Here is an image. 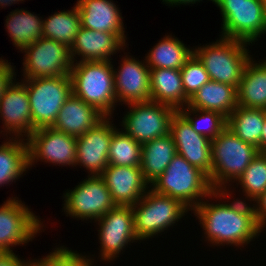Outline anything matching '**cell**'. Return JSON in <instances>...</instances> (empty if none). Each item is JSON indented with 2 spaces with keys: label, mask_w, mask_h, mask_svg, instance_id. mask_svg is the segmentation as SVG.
<instances>
[{
  "label": "cell",
  "mask_w": 266,
  "mask_h": 266,
  "mask_svg": "<svg viewBox=\"0 0 266 266\" xmlns=\"http://www.w3.org/2000/svg\"><path fill=\"white\" fill-rule=\"evenodd\" d=\"M105 117L95 127L77 137L76 165H81L90 172L89 176H100L109 165L108 154L113 131V121Z\"/></svg>",
  "instance_id": "cell-15"
},
{
  "label": "cell",
  "mask_w": 266,
  "mask_h": 266,
  "mask_svg": "<svg viewBox=\"0 0 266 266\" xmlns=\"http://www.w3.org/2000/svg\"><path fill=\"white\" fill-rule=\"evenodd\" d=\"M265 121V109L245 108L238 105L227 117L226 127L243 142L254 145L260 152Z\"/></svg>",
  "instance_id": "cell-27"
},
{
  "label": "cell",
  "mask_w": 266,
  "mask_h": 266,
  "mask_svg": "<svg viewBox=\"0 0 266 266\" xmlns=\"http://www.w3.org/2000/svg\"><path fill=\"white\" fill-rule=\"evenodd\" d=\"M257 223L261 230L266 226V191L253 203Z\"/></svg>",
  "instance_id": "cell-38"
},
{
  "label": "cell",
  "mask_w": 266,
  "mask_h": 266,
  "mask_svg": "<svg viewBox=\"0 0 266 266\" xmlns=\"http://www.w3.org/2000/svg\"><path fill=\"white\" fill-rule=\"evenodd\" d=\"M100 177L104 180L114 203L120 206H133L150 188L141 166L108 165Z\"/></svg>",
  "instance_id": "cell-19"
},
{
  "label": "cell",
  "mask_w": 266,
  "mask_h": 266,
  "mask_svg": "<svg viewBox=\"0 0 266 266\" xmlns=\"http://www.w3.org/2000/svg\"><path fill=\"white\" fill-rule=\"evenodd\" d=\"M238 105L245 108L266 109V60L247 62L237 88Z\"/></svg>",
  "instance_id": "cell-25"
},
{
  "label": "cell",
  "mask_w": 266,
  "mask_h": 266,
  "mask_svg": "<svg viewBox=\"0 0 266 266\" xmlns=\"http://www.w3.org/2000/svg\"><path fill=\"white\" fill-rule=\"evenodd\" d=\"M0 117L6 134H14L13 138H28L34 132L29 96L22 82L14 80L6 88L0 99Z\"/></svg>",
  "instance_id": "cell-18"
},
{
  "label": "cell",
  "mask_w": 266,
  "mask_h": 266,
  "mask_svg": "<svg viewBox=\"0 0 266 266\" xmlns=\"http://www.w3.org/2000/svg\"><path fill=\"white\" fill-rule=\"evenodd\" d=\"M149 186L157 193L178 199L191 211L205 197L227 199L226 196H231L228 190L214 191L208 176L179 154L174 156L166 170Z\"/></svg>",
  "instance_id": "cell-2"
},
{
  "label": "cell",
  "mask_w": 266,
  "mask_h": 266,
  "mask_svg": "<svg viewBox=\"0 0 266 266\" xmlns=\"http://www.w3.org/2000/svg\"><path fill=\"white\" fill-rule=\"evenodd\" d=\"M104 118L105 116L97 109L72 94L64 102L52 127L65 134L79 137Z\"/></svg>",
  "instance_id": "cell-22"
},
{
  "label": "cell",
  "mask_w": 266,
  "mask_h": 266,
  "mask_svg": "<svg viewBox=\"0 0 266 266\" xmlns=\"http://www.w3.org/2000/svg\"><path fill=\"white\" fill-rule=\"evenodd\" d=\"M236 182L248 201L257 200L266 191V153L259 152Z\"/></svg>",
  "instance_id": "cell-33"
},
{
  "label": "cell",
  "mask_w": 266,
  "mask_h": 266,
  "mask_svg": "<svg viewBox=\"0 0 266 266\" xmlns=\"http://www.w3.org/2000/svg\"><path fill=\"white\" fill-rule=\"evenodd\" d=\"M15 68L8 60L0 58V99L15 77Z\"/></svg>",
  "instance_id": "cell-37"
},
{
  "label": "cell",
  "mask_w": 266,
  "mask_h": 266,
  "mask_svg": "<svg viewBox=\"0 0 266 266\" xmlns=\"http://www.w3.org/2000/svg\"><path fill=\"white\" fill-rule=\"evenodd\" d=\"M22 51L24 79L70 75L73 61L66 44L42 37Z\"/></svg>",
  "instance_id": "cell-9"
},
{
  "label": "cell",
  "mask_w": 266,
  "mask_h": 266,
  "mask_svg": "<svg viewBox=\"0 0 266 266\" xmlns=\"http://www.w3.org/2000/svg\"><path fill=\"white\" fill-rule=\"evenodd\" d=\"M26 139L13 137L0 145V186L18 180L29 169ZM25 141V142H24Z\"/></svg>",
  "instance_id": "cell-29"
},
{
  "label": "cell",
  "mask_w": 266,
  "mask_h": 266,
  "mask_svg": "<svg viewBox=\"0 0 266 266\" xmlns=\"http://www.w3.org/2000/svg\"><path fill=\"white\" fill-rule=\"evenodd\" d=\"M29 264V261H22L14 252H0V266H29Z\"/></svg>",
  "instance_id": "cell-39"
},
{
  "label": "cell",
  "mask_w": 266,
  "mask_h": 266,
  "mask_svg": "<svg viewBox=\"0 0 266 266\" xmlns=\"http://www.w3.org/2000/svg\"><path fill=\"white\" fill-rule=\"evenodd\" d=\"M81 27L100 32L117 34L124 42L123 17L112 0H78Z\"/></svg>",
  "instance_id": "cell-21"
},
{
  "label": "cell",
  "mask_w": 266,
  "mask_h": 266,
  "mask_svg": "<svg viewBox=\"0 0 266 266\" xmlns=\"http://www.w3.org/2000/svg\"><path fill=\"white\" fill-rule=\"evenodd\" d=\"M225 202L211 204L204 200L192 211L203 228L205 238L213 246L226 244L244 247L262 232L254 206H248V203L238 198L232 203Z\"/></svg>",
  "instance_id": "cell-1"
},
{
  "label": "cell",
  "mask_w": 266,
  "mask_h": 266,
  "mask_svg": "<svg viewBox=\"0 0 266 266\" xmlns=\"http://www.w3.org/2000/svg\"><path fill=\"white\" fill-rule=\"evenodd\" d=\"M122 118L124 132L143 144L170 133V122L176 110L154 101L128 104Z\"/></svg>",
  "instance_id": "cell-10"
},
{
  "label": "cell",
  "mask_w": 266,
  "mask_h": 266,
  "mask_svg": "<svg viewBox=\"0 0 266 266\" xmlns=\"http://www.w3.org/2000/svg\"><path fill=\"white\" fill-rule=\"evenodd\" d=\"M18 197H11L0 207V252H13L12 246L32 241L44 225Z\"/></svg>",
  "instance_id": "cell-12"
},
{
  "label": "cell",
  "mask_w": 266,
  "mask_h": 266,
  "mask_svg": "<svg viewBox=\"0 0 266 266\" xmlns=\"http://www.w3.org/2000/svg\"><path fill=\"white\" fill-rule=\"evenodd\" d=\"M87 257V258H86ZM92 259L76 251L69 250L67 247H56L44 258L29 260V266H92Z\"/></svg>",
  "instance_id": "cell-36"
},
{
  "label": "cell",
  "mask_w": 266,
  "mask_h": 266,
  "mask_svg": "<svg viewBox=\"0 0 266 266\" xmlns=\"http://www.w3.org/2000/svg\"><path fill=\"white\" fill-rule=\"evenodd\" d=\"M177 154L172 135L155 138L142 144L141 171L148 183L154 182Z\"/></svg>",
  "instance_id": "cell-26"
},
{
  "label": "cell",
  "mask_w": 266,
  "mask_h": 266,
  "mask_svg": "<svg viewBox=\"0 0 266 266\" xmlns=\"http://www.w3.org/2000/svg\"><path fill=\"white\" fill-rule=\"evenodd\" d=\"M100 226V255L104 261H113L125 247L138 238L134 231L132 206L116 205L100 219L95 220ZM137 240V241H136ZM132 241V242H131ZM131 242V243H130Z\"/></svg>",
  "instance_id": "cell-14"
},
{
  "label": "cell",
  "mask_w": 266,
  "mask_h": 266,
  "mask_svg": "<svg viewBox=\"0 0 266 266\" xmlns=\"http://www.w3.org/2000/svg\"><path fill=\"white\" fill-rule=\"evenodd\" d=\"M115 129L110 142L109 165L141 166L142 144L123 130Z\"/></svg>",
  "instance_id": "cell-32"
},
{
  "label": "cell",
  "mask_w": 266,
  "mask_h": 266,
  "mask_svg": "<svg viewBox=\"0 0 266 266\" xmlns=\"http://www.w3.org/2000/svg\"><path fill=\"white\" fill-rule=\"evenodd\" d=\"M170 134L174 139L177 154L209 177L212 171L211 140L198 134L179 111L171 118Z\"/></svg>",
  "instance_id": "cell-16"
},
{
  "label": "cell",
  "mask_w": 266,
  "mask_h": 266,
  "mask_svg": "<svg viewBox=\"0 0 266 266\" xmlns=\"http://www.w3.org/2000/svg\"><path fill=\"white\" fill-rule=\"evenodd\" d=\"M258 153V148L243 142L226 127L211 140L212 171L208 179L212 189L227 191V183L237 181Z\"/></svg>",
  "instance_id": "cell-4"
},
{
  "label": "cell",
  "mask_w": 266,
  "mask_h": 266,
  "mask_svg": "<svg viewBox=\"0 0 266 266\" xmlns=\"http://www.w3.org/2000/svg\"><path fill=\"white\" fill-rule=\"evenodd\" d=\"M179 112L198 134L206 136L210 140L216 138L227 126V118L216 111L200 110L186 106L180 109ZM204 123L206 124L204 125Z\"/></svg>",
  "instance_id": "cell-34"
},
{
  "label": "cell",
  "mask_w": 266,
  "mask_h": 266,
  "mask_svg": "<svg viewBox=\"0 0 266 266\" xmlns=\"http://www.w3.org/2000/svg\"><path fill=\"white\" fill-rule=\"evenodd\" d=\"M202 0H163L162 2H165L166 4H169V6H173V5H189V4H195L196 2H200ZM213 3L215 2V0H210Z\"/></svg>",
  "instance_id": "cell-40"
},
{
  "label": "cell",
  "mask_w": 266,
  "mask_h": 266,
  "mask_svg": "<svg viewBox=\"0 0 266 266\" xmlns=\"http://www.w3.org/2000/svg\"><path fill=\"white\" fill-rule=\"evenodd\" d=\"M185 95L192 97L205 83L210 81L202 62L193 54L180 69Z\"/></svg>",
  "instance_id": "cell-35"
},
{
  "label": "cell",
  "mask_w": 266,
  "mask_h": 266,
  "mask_svg": "<svg viewBox=\"0 0 266 266\" xmlns=\"http://www.w3.org/2000/svg\"><path fill=\"white\" fill-rule=\"evenodd\" d=\"M222 14V37L254 43L266 33V11L261 0H215Z\"/></svg>",
  "instance_id": "cell-8"
},
{
  "label": "cell",
  "mask_w": 266,
  "mask_h": 266,
  "mask_svg": "<svg viewBox=\"0 0 266 266\" xmlns=\"http://www.w3.org/2000/svg\"><path fill=\"white\" fill-rule=\"evenodd\" d=\"M187 106L216 111L227 118L238 106L237 88L230 84L210 80L189 98Z\"/></svg>",
  "instance_id": "cell-24"
},
{
  "label": "cell",
  "mask_w": 266,
  "mask_h": 266,
  "mask_svg": "<svg viewBox=\"0 0 266 266\" xmlns=\"http://www.w3.org/2000/svg\"><path fill=\"white\" fill-rule=\"evenodd\" d=\"M70 77L74 96L90 104L105 117H112L117 100L111 61L73 63Z\"/></svg>",
  "instance_id": "cell-3"
},
{
  "label": "cell",
  "mask_w": 266,
  "mask_h": 266,
  "mask_svg": "<svg viewBox=\"0 0 266 266\" xmlns=\"http://www.w3.org/2000/svg\"><path fill=\"white\" fill-rule=\"evenodd\" d=\"M34 131L52 127L64 102L72 96L70 75L24 79Z\"/></svg>",
  "instance_id": "cell-7"
},
{
  "label": "cell",
  "mask_w": 266,
  "mask_h": 266,
  "mask_svg": "<svg viewBox=\"0 0 266 266\" xmlns=\"http://www.w3.org/2000/svg\"><path fill=\"white\" fill-rule=\"evenodd\" d=\"M194 54V49H189L178 38L172 35L163 39L149 51L145 63L150 69H178Z\"/></svg>",
  "instance_id": "cell-28"
},
{
  "label": "cell",
  "mask_w": 266,
  "mask_h": 266,
  "mask_svg": "<svg viewBox=\"0 0 266 266\" xmlns=\"http://www.w3.org/2000/svg\"><path fill=\"white\" fill-rule=\"evenodd\" d=\"M19 1H24V0H0V6L1 8H5V6H11L13 3H19Z\"/></svg>",
  "instance_id": "cell-42"
},
{
  "label": "cell",
  "mask_w": 266,
  "mask_h": 266,
  "mask_svg": "<svg viewBox=\"0 0 266 266\" xmlns=\"http://www.w3.org/2000/svg\"><path fill=\"white\" fill-rule=\"evenodd\" d=\"M5 25L11 41L20 51L43 37V19L27 10L10 12Z\"/></svg>",
  "instance_id": "cell-30"
},
{
  "label": "cell",
  "mask_w": 266,
  "mask_h": 266,
  "mask_svg": "<svg viewBox=\"0 0 266 266\" xmlns=\"http://www.w3.org/2000/svg\"><path fill=\"white\" fill-rule=\"evenodd\" d=\"M150 92L151 101L168 105L176 111L186 107L189 102L178 69H150Z\"/></svg>",
  "instance_id": "cell-23"
},
{
  "label": "cell",
  "mask_w": 266,
  "mask_h": 266,
  "mask_svg": "<svg viewBox=\"0 0 266 266\" xmlns=\"http://www.w3.org/2000/svg\"><path fill=\"white\" fill-rule=\"evenodd\" d=\"M188 211L178 199L148 189L132 206L135 235L139 241L153 238L174 226Z\"/></svg>",
  "instance_id": "cell-6"
},
{
  "label": "cell",
  "mask_w": 266,
  "mask_h": 266,
  "mask_svg": "<svg viewBox=\"0 0 266 266\" xmlns=\"http://www.w3.org/2000/svg\"><path fill=\"white\" fill-rule=\"evenodd\" d=\"M81 27L79 10L75 5L72 10L54 13L43 20V37L66 44L69 48L74 43Z\"/></svg>",
  "instance_id": "cell-31"
},
{
  "label": "cell",
  "mask_w": 266,
  "mask_h": 266,
  "mask_svg": "<svg viewBox=\"0 0 266 266\" xmlns=\"http://www.w3.org/2000/svg\"><path fill=\"white\" fill-rule=\"evenodd\" d=\"M265 117H266V109H265ZM260 152L266 153V121H265V125H264L263 131H262Z\"/></svg>",
  "instance_id": "cell-41"
},
{
  "label": "cell",
  "mask_w": 266,
  "mask_h": 266,
  "mask_svg": "<svg viewBox=\"0 0 266 266\" xmlns=\"http://www.w3.org/2000/svg\"><path fill=\"white\" fill-rule=\"evenodd\" d=\"M114 69L116 100L126 105L151 101L150 68L147 63L126 55Z\"/></svg>",
  "instance_id": "cell-17"
},
{
  "label": "cell",
  "mask_w": 266,
  "mask_h": 266,
  "mask_svg": "<svg viewBox=\"0 0 266 266\" xmlns=\"http://www.w3.org/2000/svg\"><path fill=\"white\" fill-rule=\"evenodd\" d=\"M87 178L73 190L64 193V212L81 220H98L116 204L100 176L88 175Z\"/></svg>",
  "instance_id": "cell-11"
},
{
  "label": "cell",
  "mask_w": 266,
  "mask_h": 266,
  "mask_svg": "<svg viewBox=\"0 0 266 266\" xmlns=\"http://www.w3.org/2000/svg\"><path fill=\"white\" fill-rule=\"evenodd\" d=\"M246 42L220 37L215 43L194 49L210 80L238 88L245 66L250 60Z\"/></svg>",
  "instance_id": "cell-5"
},
{
  "label": "cell",
  "mask_w": 266,
  "mask_h": 266,
  "mask_svg": "<svg viewBox=\"0 0 266 266\" xmlns=\"http://www.w3.org/2000/svg\"><path fill=\"white\" fill-rule=\"evenodd\" d=\"M261 1H262V4H263L264 9L266 11V0H261Z\"/></svg>",
  "instance_id": "cell-43"
},
{
  "label": "cell",
  "mask_w": 266,
  "mask_h": 266,
  "mask_svg": "<svg viewBox=\"0 0 266 266\" xmlns=\"http://www.w3.org/2000/svg\"><path fill=\"white\" fill-rule=\"evenodd\" d=\"M127 44L115 33L94 31L80 27L70 48L73 63L76 55L81 57L78 62L110 61L111 55L122 50Z\"/></svg>",
  "instance_id": "cell-20"
},
{
  "label": "cell",
  "mask_w": 266,
  "mask_h": 266,
  "mask_svg": "<svg viewBox=\"0 0 266 266\" xmlns=\"http://www.w3.org/2000/svg\"><path fill=\"white\" fill-rule=\"evenodd\" d=\"M29 167L38 160L58 166H75L77 137L53 127L35 130L27 139ZM36 160V161H35Z\"/></svg>",
  "instance_id": "cell-13"
}]
</instances>
